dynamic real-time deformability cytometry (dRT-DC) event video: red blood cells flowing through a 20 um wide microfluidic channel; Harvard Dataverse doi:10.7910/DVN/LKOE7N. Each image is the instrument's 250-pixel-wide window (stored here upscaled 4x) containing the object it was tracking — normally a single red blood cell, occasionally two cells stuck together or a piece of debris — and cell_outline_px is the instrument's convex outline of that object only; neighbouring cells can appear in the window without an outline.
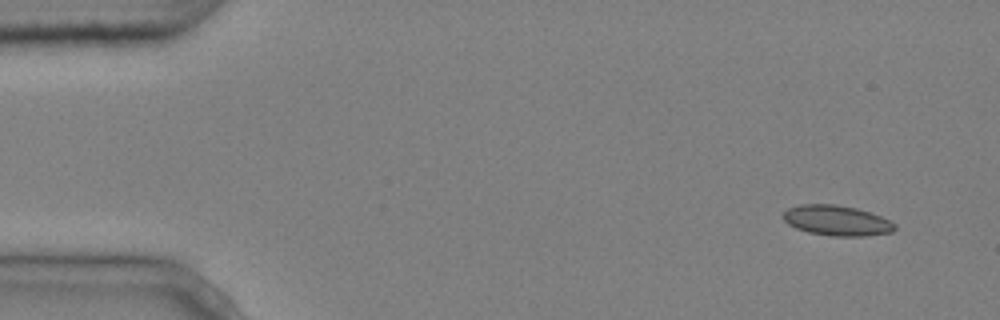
{"species": "common noctule bat (a hibernating species)", "species_latin": "Nyctalus noctula", "temperature_condition": "cold", "stored_images_in_passage": 6, "camera_frame_rate_fps": 3000, "um_per_image_px": 0.085, "animal": {"sex": "male", "body_mass_g": 20.4}, "frame": {"image": 1, "passage_image": 1, "time_ms": 0.0, "image_size_px": [1000, 320], "cell_outline_px": [[896, 228], [892, 232], [864, 236], [832, 236], [808, 232], [796, 228], [788, 224], [784, 220], [784, 212], [788, 208], [800, 204], [836, 204], [856, 208], [880, 216], [896, 224]], "centroid_in_image_um": [71.12, 18.74], "position_along_channel_um": 13.9, "area_um2": 19.59}}
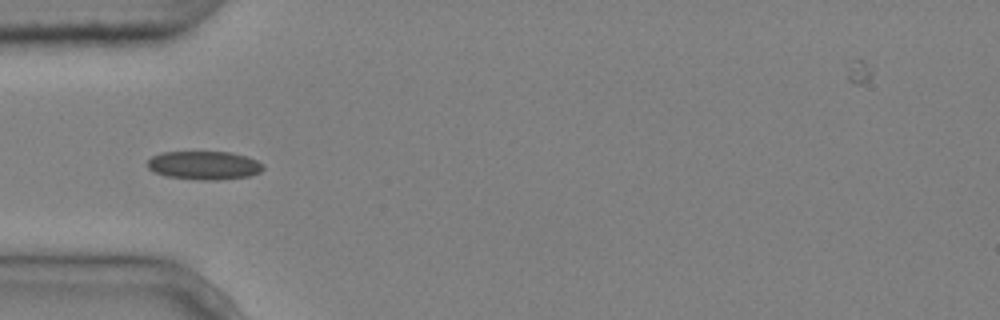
{"frame": {"image": 2, "passage_image": 4, "time_ms": 1.0, "image_size_px": [1000, 320], "cell_outline_px": [[264, 168], [260, 172], [248, 176], [216, 180], [200, 180], [168, 176], [156, 172], [148, 168], [148, 160], [152, 156], [160, 152], [232, 152], [248, 156], [264, 164]], "centroid_in_image_um": [17.38, 14.04], "position_along_channel_um": 67.6, "area_um2": 19.19}}